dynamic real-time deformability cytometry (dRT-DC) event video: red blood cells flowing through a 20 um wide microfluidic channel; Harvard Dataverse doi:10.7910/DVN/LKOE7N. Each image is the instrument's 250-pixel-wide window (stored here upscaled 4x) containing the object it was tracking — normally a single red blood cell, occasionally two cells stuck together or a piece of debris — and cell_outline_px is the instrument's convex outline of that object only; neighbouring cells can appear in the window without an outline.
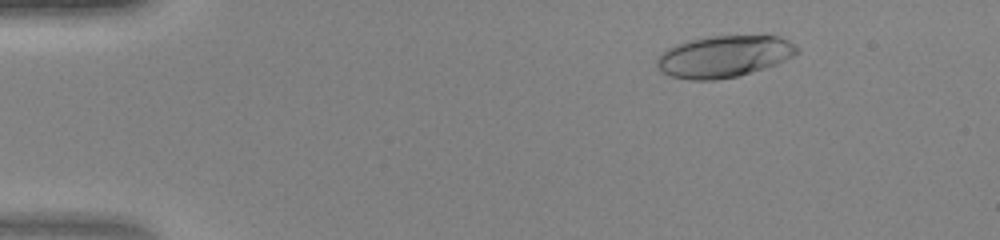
{"species": "human", "species_latin": "Homo sapiens", "temperature_condition": "warm", "stored_images_in_passage": 47, "camera_frame_rate_fps": 3000, "um_per_image_px": 0.085, "donor": {"sex": "female"}, "frame": {"image": 1, "passage_image": 7, "time_ms": 2.0, "image_size_px": [1000, 240], "cell_outline_px": [[800, 52], [776, 64], [764, 68], [736, 76], [716, 80], [692, 80], [672, 76], [664, 72], [656, 64], [656, 60], [668, 48], [676, 44], [692, 40], [712, 36], [780, 36], [796, 44], [800, 48]], "centroid_in_image_um": [61.59, 4.79], "position_along_channel_um": 23.4, "area_um2": 33.64}}
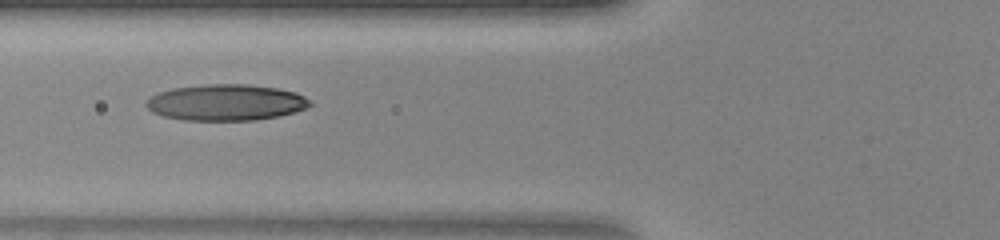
{"frame": {"image": 2, "passage_image": 19, "time_ms": 6.0, "image_size_px": [1000, 240], "cell_outline_px": [[312, 104], [308, 108], [280, 116], [252, 120], [184, 120], [164, 116], [152, 112], [144, 104], [152, 96], [160, 92], [172, 88], [208, 84], [248, 84], [276, 88], [296, 92], [312, 100]], "centroid_in_image_um": [19.25, 8.71], "position_along_channel_um": 106.6, "area_um2": 34.56}}
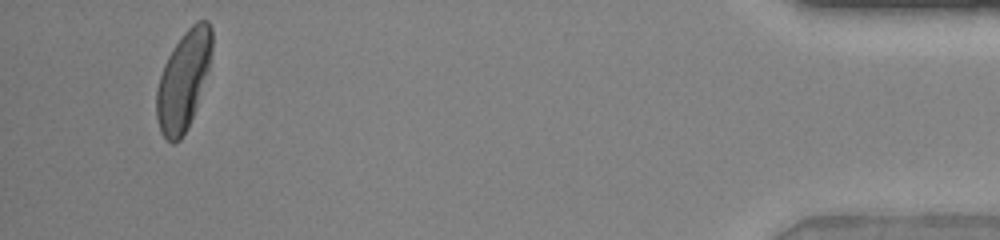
{"frame": {"image": 3, "passage_image": 45, "time_ms": 14.667, "image_size_px": [1000, 240], "cell_outline_px": [[212, 52], [208, 72], [196, 108], [188, 128], [180, 140], [172, 144], [160, 132], [156, 116], [156, 88], [164, 64], [172, 48], [184, 32], [196, 20], [208, 20], [212, 28]], "centroid_in_image_um": [15.6, 6.83], "position_along_channel_um": 419.6, "area_um2": 32.14}}